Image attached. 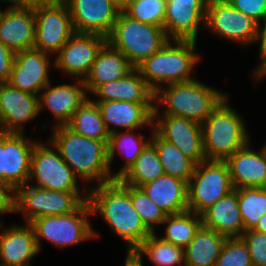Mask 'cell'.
<instances>
[{
  "label": "cell",
  "mask_w": 266,
  "mask_h": 266,
  "mask_svg": "<svg viewBox=\"0 0 266 266\" xmlns=\"http://www.w3.org/2000/svg\"><path fill=\"white\" fill-rule=\"evenodd\" d=\"M95 101H130L134 103H154L155 93L134 68L125 77L99 85L93 92Z\"/></svg>",
  "instance_id": "484cf974"
},
{
  "label": "cell",
  "mask_w": 266,
  "mask_h": 266,
  "mask_svg": "<svg viewBox=\"0 0 266 266\" xmlns=\"http://www.w3.org/2000/svg\"><path fill=\"white\" fill-rule=\"evenodd\" d=\"M133 208L140 215L146 228L155 233V225H161L166 218L165 212L156 205L140 187L130 186Z\"/></svg>",
  "instance_id": "74e56055"
},
{
  "label": "cell",
  "mask_w": 266,
  "mask_h": 266,
  "mask_svg": "<svg viewBox=\"0 0 266 266\" xmlns=\"http://www.w3.org/2000/svg\"><path fill=\"white\" fill-rule=\"evenodd\" d=\"M50 54L35 48L15 53V61L8 83L22 91L40 94L51 82L49 70Z\"/></svg>",
  "instance_id": "ac0fdd59"
},
{
  "label": "cell",
  "mask_w": 266,
  "mask_h": 266,
  "mask_svg": "<svg viewBox=\"0 0 266 266\" xmlns=\"http://www.w3.org/2000/svg\"><path fill=\"white\" fill-rule=\"evenodd\" d=\"M207 2L208 0H167L163 26L167 37L172 40L197 41L199 25L205 26Z\"/></svg>",
  "instance_id": "e0dca14e"
},
{
  "label": "cell",
  "mask_w": 266,
  "mask_h": 266,
  "mask_svg": "<svg viewBox=\"0 0 266 266\" xmlns=\"http://www.w3.org/2000/svg\"><path fill=\"white\" fill-rule=\"evenodd\" d=\"M39 115V96L0 83V132L23 134V125Z\"/></svg>",
  "instance_id": "9a60e30c"
},
{
  "label": "cell",
  "mask_w": 266,
  "mask_h": 266,
  "mask_svg": "<svg viewBox=\"0 0 266 266\" xmlns=\"http://www.w3.org/2000/svg\"><path fill=\"white\" fill-rule=\"evenodd\" d=\"M90 215H93L92 209L86 200L72 213L33 220L30 224L35 231L38 249H41L42 239L54 246L66 248L99 237L100 235L92 229L88 218Z\"/></svg>",
  "instance_id": "52a82bcc"
},
{
  "label": "cell",
  "mask_w": 266,
  "mask_h": 266,
  "mask_svg": "<svg viewBox=\"0 0 266 266\" xmlns=\"http://www.w3.org/2000/svg\"><path fill=\"white\" fill-rule=\"evenodd\" d=\"M25 133H4L3 183L14 190L28 184L31 154L36 141L26 139Z\"/></svg>",
  "instance_id": "7402d4cb"
},
{
  "label": "cell",
  "mask_w": 266,
  "mask_h": 266,
  "mask_svg": "<svg viewBox=\"0 0 266 266\" xmlns=\"http://www.w3.org/2000/svg\"><path fill=\"white\" fill-rule=\"evenodd\" d=\"M158 107L156 104L153 111L154 131L196 164L205 161L201 125L183 117L161 116Z\"/></svg>",
  "instance_id": "4fadbf2b"
},
{
  "label": "cell",
  "mask_w": 266,
  "mask_h": 266,
  "mask_svg": "<svg viewBox=\"0 0 266 266\" xmlns=\"http://www.w3.org/2000/svg\"><path fill=\"white\" fill-rule=\"evenodd\" d=\"M140 188L166 215L188 210L187 182L177 177L164 174Z\"/></svg>",
  "instance_id": "4316f807"
},
{
  "label": "cell",
  "mask_w": 266,
  "mask_h": 266,
  "mask_svg": "<svg viewBox=\"0 0 266 266\" xmlns=\"http://www.w3.org/2000/svg\"><path fill=\"white\" fill-rule=\"evenodd\" d=\"M157 236L151 233L131 255L136 260L146 256L156 266H185V250Z\"/></svg>",
  "instance_id": "d6a6232c"
},
{
  "label": "cell",
  "mask_w": 266,
  "mask_h": 266,
  "mask_svg": "<svg viewBox=\"0 0 266 266\" xmlns=\"http://www.w3.org/2000/svg\"><path fill=\"white\" fill-rule=\"evenodd\" d=\"M233 190L229 168L225 161L200 162L187 183L188 210L201 215Z\"/></svg>",
  "instance_id": "9c48e42d"
},
{
  "label": "cell",
  "mask_w": 266,
  "mask_h": 266,
  "mask_svg": "<svg viewBox=\"0 0 266 266\" xmlns=\"http://www.w3.org/2000/svg\"><path fill=\"white\" fill-rule=\"evenodd\" d=\"M99 105L105 127L109 134L137 130L143 126H153L155 103H134L130 101H94ZM113 125L111 128L110 126Z\"/></svg>",
  "instance_id": "ffe728a7"
},
{
  "label": "cell",
  "mask_w": 266,
  "mask_h": 266,
  "mask_svg": "<svg viewBox=\"0 0 266 266\" xmlns=\"http://www.w3.org/2000/svg\"><path fill=\"white\" fill-rule=\"evenodd\" d=\"M253 230L266 234V213L260 217L258 224Z\"/></svg>",
  "instance_id": "7dc6e473"
},
{
  "label": "cell",
  "mask_w": 266,
  "mask_h": 266,
  "mask_svg": "<svg viewBox=\"0 0 266 266\" xmlns=\"http://www.w3.org/2000/svg\"><path fill=\"white\" fill-rule=\"evenodd\" d=\"M239 210L244 231L253 230L262 215L266 213V188H238Z\"/></svg>",
  "instance_id": "d590c367"
},
{
  "label": "cell",
  "mask_w": 266,
  "mask_h": 266,
  "mask_svg": "<svg viewBox=\"0 0 266 266\" xmlns=\"http://www.w3.org/2000/svg\"><path fill=\"white\" fill-rule=\"evenodd\" d=\"M76 33L108 37L120 10L109 0H63Z\"/></svg>",
  "instance_id": "2e32d148"
},
{
  "label": "cell",
  "mask_w": 266,
  "mask_h": 266,
  "mask_svg": "<svg viewBox=\"0 0 266 266\" xmlns=\"http://www.w3.org/2000/svg\"><path fill=\"white\" fill-rule=\"evenodd\" d=\"M4 170V133L0 132V183H3Z\"/></svg>",
  "instance_id": "bcb514c9"
},
{
  "label": "cell",
  "mask_w": 266,
  "mask_h": 266,
  "mask_svg": "<svg viewBox=\"0 0 266 266\" xmlns=\"http://www.w3.org/2000/svg\"><path fill=\"white\" fill-rule=\"evenodd\" d=\"M228 95L194 79L169 84L155 92L154 103L164 105V114L183 117L200 125Z\"/></svg>",
  "instance_id": "277c9868"
},
{
  "label": "cell",
  "mask_w": 266,
  "mask_h": 266,
  "mask_svg": "<svg viewBox=\"0 0 266 266\" xmlns=\"http://www.w3.org/2000/svg\"><path fill=\"white\" fill-rule=\"evenodd\" d=\"M226 240L224 235L202 225L184 249L185 266H216Z\"/></svg>",
  "instance_id": "f1b7e54d"
},
{
  "label": "cell",
  "mask_w": 266,
  "mask_h": 266,
  "mask_svg": "<svg viewBox=\"0 0 266 266\" xmlns=\"http://www.w3.org/2000/svg\"><path fill=\"white\" fill-rule=\"evenodd\" d=\"M34 178L35 186L51 191H80L78 178L49 139L47 145L37 141L33 148L28 183Z\"/></svg>",
  "instance_id": "30bf717a"
},
{
  "label": "cell",
  "mask_w": 266,
  "mask_h": 266,
  "mask_svg": "<svg viewBox=\"0 0 266 266\" xmlns=\"http://www.w3.org/2000/svg\"><path fill=\"white\" fill-rule=\"evenodd\" d=\"M67 126L84 137L99 141H108V133L99 105L88 97L74 112Z\"/></svg>",
  "instance_id": "1f68e13d"
},
{
  "label": "cell",
  "mask_w": 266,
  "mask_h": 266,
  "mask_svg": "<svg viewBox=\"0 0 266 266\" xmlns=\"http://www.w3.org/2000/svg\"><path fill=\"white\" fill-rule=\"evenodd\" d=\"M204 28L242 46L257 42L258 23L228 0H208Z\"/></svg>",
  "instance_id": "8fae6325"
},
{
  "label": "cell",
  "mask_w": 266,
  "mask_h": 266,
  "mask_svg": "<svg viewBox=\"0 0 266 266\" xmlns=\"http://www.w3.org/2000/svg\"><path fill=\"white\" fill-rule=\"evenodd\" d=\"M241 238L246 243L253 266H266V234L247 230Z\"/></svg>",
  "instance_id": "ab89813d"
},
{
  "label": "cell",
  "mask_w": 266,
  "mask_h": 266,
  "mask_svg": "<svg viewBox=\"0 0 266 266\" xmlns=\"http://www.w3.org/2000/svg\"><path fill=\"white\" fill-rule=\"evenodd\" d=\"M196 46V41L193 40H169L136 69L154 93L162 87L161 84L169 85L194 80L196 78L192 77L191 73L200 61L195 51Z\"/></svg>",
  "instance_id": "3957f363"
},
{
  "label": "cell",
  "mask_w": 266,
  "mask_h": 266,
  "mask_svg": "<svg viewBox=\"0 0 266 266\" xmlns=\"http://www.w3.org/2000/svg\"><path fill=\"white\" fill-rule=\"evenodd\" d=\"M216 266H253L248 247L241 237L227 238Z\"/></svg>",
  "instance_id": "f35d334b"
},
{
  "label": "cell",
  "mask_w": 266,
  "mask_h": 266,
  "mask_svg": "<svg viewBox=\"0 0 266 266\" xmlns=\"http://www.w3.org/2000/svg\"><path fill=\"white\" fill-rule=\"evenodd\" d=\"M115 5L120 11H123L127 5L128 0H109Z\"/></svg>",
  "instance_id": "681fc988"
},
{
  "label": "cell",
  "mask_w": 266,
  "mask_h": 266,
  "mask_svg": "<svg viewBox=\"0 0 266 266\" xmlns=\"http://www.w3.org/2000/svg\"><path fill=\"white\" fill-rule=\"evenodd\" d=\"M2 225L0 223V228ZM25 225L0 229L1 266H30V261L39 252L34 228L30 223Z\"/></svg>",
  "instance_id": "603a6c76"
},
{
  "label": "cell",
  "mask_w": 266,
  "mask_h": 266,
  "mask_svg": "<svg viewBox=\"0 0 266 266\" xmlns=\"http://www.w3.org/2000/svg\"><path fill=\"white\" fill-rule=\"evenodd\" d=\"M167 0H128L123 12L139 22L164 26Z\"/></svg>",
  "instance_id": "8d00e7d4"
},
{
  "label": "cell",
  "mask_w": 266,
  "mask_h": 266,
  "mask_svg": "<svg viewBox=\"0 0 266 266\" xmlns=\"http://www.w3.org/2000/svg\"><path fill=\"white\" fill-rule=\"evenodd\" d=\"M2 3L4 2H7L8 3V1L7 0H0ZM5 12H6V9L5 10H1L0 9V22L2 21V18H3V16H4V14H5Z\"/></svg>",
  "instance_id": "f907efd6"
},
{
  "label": "cell",
  "mask_w": 266,
  "mask_h": 266,
  "mask_svg": "<svg viewBox=\"0 0 266 266\" xmlns=\"http://www.w3.org/2000/svg\"><path fill=\"white\" fill-rule=\"evenodd\" d=\"M61 0H14L11 4L18 7L36 8L51 5Z\"/></svg>",
  "instance_id": "f6af8a7d"
},
{
  "label": "cell",
  "mask_w": 266,
  "mask_h": 266,
  "mask_svg": "<svg viewBox=\"0 0 266 266\" xmlns=\"http://www.w3.org/2000/svg\"><path fill=\"white\" fill-rule=\"evenodd\" d=\"M257 41L260 42L259 65L254 71V77L259 80L266 73V14L258 23Z\"/></svg>",
  "instance_id": "b9f144b4"
},
{
  "label": "cell",
  "mask_w": 266,
  "mask_h": 266,
  "mask_svg": "<svg viewBox=\"0 0 266 266\" xmlns=\"http://www.w3.org/2000/svg\"><path fill=\"white\" fill-rule=\"evenodd\" d=\"M143 260H136L131 254H127L124 266H143Z\"/></svg>",
  "instance_id": "c3c4849f"
},
{
  "label": "cell",
  "mask_w": 266,
  "mask_h": 266,
  "mask_svg": "<svg viewBox=\"0 0 266 266\" xmlns=\"http://www.w3.org/2000/svg\"><path fill=\"white\" fill-rule=\"evenodd\" d=\"M264 76L266 77V73L259 80H256V82L260 81L262 78H264Z\"/></svg>",
  "instance_id": "816d5d0a"
},
{
  "label": "cell",
  "mask_w": 266,
  "mask_h": 266,
  "mask_svg": "<svg viewBox=\"0 0 266 266\" xmlns=\"http://www.w3.org/2000/svg\"><path fill=\"white\" fill-rule=\"evenodd\" d=\"M88 201L92 214H100L111 230L125 241L128 255L151 234L133 208L130 186L119 179L90 187Z\"/></svg>",
  "instance_id": "6da1fadb"
},
{
  "label": "cell",
  "mask_w": 266,
  "mask_h": 266,
  "mask_svg": "<svg viewBox=\"0 0 266 266\" xmlns=\"http://www.w3.org/2000/svg\"><path fill=\"white\" fill-rule=\"evenodd\" d=\"M227 98L201 125L206 160L225 161L251 141L246 123L228 104Z\"/></svg>",
  "instance_id": "5b68a950"
},
{
  "label": "cell",
  "mask_w": 266,
  "mask_h": 266,
  "mask_svg": "<svg viewBox=\"0 0 266 266\" xmlns=\"http://www.w3.org/2000/svg\"><path fill=\"white\" fill-rule=\"evenodd\" d=\"M251 141L235 151L225 162L234 189L238 188H266V152L250 148Z\"/></svg>",
  "instance_id": "44dd1931"
},
{
  "label": "cell",
  "mask_w": 266,
  "mask_h": 266,
  "mask_svg": "<svg viewBox=\"0 0 266 266\" xmlns=\"http://www.w3.org/2000/svg\"><path fill=\"white\" fill-rule=\"evenodd\" d=\"M12 212L15 213V190L10 185L0 183V214Z\"/></svg>",
  "instance_id": "ee69618b"
},
{
  "label": "cell",
  "mask_w": 266,
  "mask_h": 266,
  "mask_svg": "<svg viewBox=\"0 0 266 266\" xmlns=\"http://www.w3.org/2000/svg\"><path fill=\"white\" fill-rule=\"evenodd\" d=\"M133 69L122 52L106 43L98 52L89 74L84 79L87 93L92 94L99 85L125 77Z\"/></svg>",
  "instance_id": "83f0119b"
},
{
  "label": "cell",
  "mask_w": 266,
  "mask_h": 266,
  "mask_svg": "<svg viewBox=\"0 0 266 266\" xmlns=\"http://www.w3.org/2000/svg\"><path fill=\"white\" fill-rule=\"evenodd\" d=\"M15 61V53L0 41V83L8 82Z\"/></svg>",
  "instance_id": "7bdbcfd3"
},
{
  "label": "cell",
  "mask_w": 266,
  "mask_h": 266,
  "mask_svg": "<svg viewBox=\"0 0 266 266\" xmlns=\"http://www.w3.org/2000/svg\"><path fill=\"white\" fill-rule=\"evenodd\" d=\"M170 39L163 27L145 24L120 11L107 43L123 53L136 68L158 52Z\"/></svg>",
  "instance_id": "8992f818"
},
{
  "label": "cell",
  "mask_w": 266,
  "mask_h": 266,
  "mask_svg": "<svg viewBox=\"0 0 266 266\" xmlns=\"http://www.w3.org/2000/svg\"><path fill=\"white\" fill-rule=\"evenodd\" d=\"M50 137L77 178L86 183L96 180L98 185L114 180V172L109 167L108 141L84 137L67 125L54 127Z\"/></svg>",
  "instance_id": "7a4b0ae2"
},
{
  "label": "cell",
  "mask_w": 266,
  "mask_h": 266,
  "mask_svg": "<svg viewBox=\"0 0 266 266\" xmlns=\"http://www.w3.org/2000/svg\"><path fill=\"white\" fill-rule=\"evenodd\" d=\"M240 12L248 15L257 23L266 14V0H228Z\"/></svg>",
  "instance_id": "60d3db41"
},
{
  "label": "cell",
  "mask_w": 266,
  "mask_h": 266,
  "mask_svg": "<svg viewBox=\"0 0 266 266\" xmlns=\"http://www.w3.org/2000/svg\"><path fill=\"white\" fill-rule=\"evenodd\" d=\"M106 43L107 38L104 36L75 32L55 55L51 66L84 81L98 52Z\"/></svg>",
  "instance_id": "5bb4252c"
},
{
  "label": "cell",
  "mask_w": 266,
  "mask_h": 266,
  "mask_svg": "<svg viewBox=\"0 0 266 266\" xmlns=\"http://www.w3.org/2000/svg\"><path fill=\"white\" fill-rule=\"evenodd\" d=\"M10 4L14 1V0H7Z\"/></svg>",
  "instance_id": "db71d44e"
},
{
  "label": "cell",
  "mask_w": 266,
  "mask_h": 266,
  "mask_svg": "<svg viewBox=\"0 0 266 266\" xmlns=\"http://www.w3.org/2000/svg\"><path fill=\"white\" fill-rule=\"evenodd\" d=\"M262 147H263V149H264L265 152H266V143H265Z\"/></svg>",
  "instance_id": "f5cc1de1"
},
{
  "label": "cell",
  "mask_w": 266,
  "mask_h": 266,
  "mask_svg": "<svg viewBox=\"0 0 266 266\" xmlns=\"http://www.w3.org/2000/svg\"><path fill=\"white\" fill-rule=\"evenodd\" d=\"M162 224H167V226L165 227V235L161 239L185 249L202 226V216L186 210L167 215Z\"/></svg>",
  "instance_id": "e575fe53"
},
{
  "label": "cell",
  "mask_w": 266,
  "mask_h": 266,
  "mask_svg": "<svg viewBox=\"0 0 266 266\" xmlns=\"http://www.w3.org/2000/svg\"><path fill=\"white\" fill-rule=\"evenodd\" d=\"M151 131L150 143L158 153L164 173L188 183L197 164L185 156L176 146L162 139L154 131V128Z\"/></svg>",
  "instance_id": "f546056e"
},
{
  "label": "cell",
  "mask_w": 266,
  "mask_h": 266,
  "mask_svg": "<svg viewBox=\"0 0 266 266\" xmlns=\"http://www.w3.org/2000/svg\"><path fill=\"white\" fill-rule=\"evenodd\" d=\"M145 136L141 133L135 135L132 131H118L110 134L107 143L109 167L113 162L116 152L123 156L125 163L117 173H114V179H119L135 162L145 147L150 143V138L144 140Z\"/></svg>",
  "instance_id": "4dcf8cb0"
},
{
  "label": "cell",
  "mask_w": 266,
  "mask_h": 266,
  "mask_svg": "<svg viewBox=\"0 0 266 266\" xmlns=\"http://www.w3.org/2000/svg\"><path fill=\"white\" fill-rule=\"evenodd\" d=\"M33 9L35 12L34 48L56 55L75 33L68 6L61 0Z\"/></svg>",
  "instance_id": "7c38bea8"
},
{
  "label": "cell",
  "mask_w": 266,
  "mask_h": 266,
  "mask_svg": "<svg viewBox=\"0 0 266 266\" xmlns=\"http://www.w3.org/2000/svg\"><path fill=\"white\" fill-rule=\"evenodd\" d=\"M0 41L14 53L34 48V9L8 5L0 22Z\"/></svg>",
  "instance_id": "cb8c5ba5"
},
{
  "label": "cell",
  "mask_w": 266,
  "mask_h": 266,
  "mask_svg": "<svg viewBox=\"0 0 266 266\" xmlns=\"http://www.w3.org/2000/svg\"><path fill=\"white\" fill-rule=\"evenodd\" d=\"M201 216L204 227L227 238L241 237L244 232L235 190L207 208Z\"/></svg>",
  "instance_id": "d4e9b609"
},
{
  "label": "cell",
  "mask_w": 266,
  "mask_h": 266,
  "mask_svg": "<svg viewBox=\"0 0 266 266\" xmlns=\"http://www.w3.org/2000/svg\"><path fill=\"white\" fill-rule=\"evenodd\" d=\"M164 174L158 153L155 147L149 143L119 180L129 186L141 187Z\"/></svg>",
  "instance_id": "836d02e7"
},
{
  "label": "cell",
  "mask_w": 266,
  "mask_h": 266,
  "mask_svg": "<svg viewBox=\"0 0 266 266\" xmlns=\"http://www.w3.org/2000/svg\"><path fill=\"white\" fill-rule=\"evenodd\" d=\"M83 192L84 196L80 191H51L26 184L15 190V212L25 215V223L39 217L69 214L88 200V187Z\"/></svg>",
  "instance_id": "ba28073f"
},
{
  "label": "cell",
  "mask_w": 266,
  "mask_h": 266,
  "mask_svg": "<svg viewBox=\"0 0 266 266\" xmlns=\"http://www.w3.org/2000/svg\"><path fill=\"white\" fill-rule=\"evenodd\" d=\"M39 96V113L45 108L55 117L54 127L67 125L74 112L88 98L84 81L76 79L74 84H59L52 86L49 82Z\"/></svg>",
  "instance_id": "d6986e66"
}]
</instances>
